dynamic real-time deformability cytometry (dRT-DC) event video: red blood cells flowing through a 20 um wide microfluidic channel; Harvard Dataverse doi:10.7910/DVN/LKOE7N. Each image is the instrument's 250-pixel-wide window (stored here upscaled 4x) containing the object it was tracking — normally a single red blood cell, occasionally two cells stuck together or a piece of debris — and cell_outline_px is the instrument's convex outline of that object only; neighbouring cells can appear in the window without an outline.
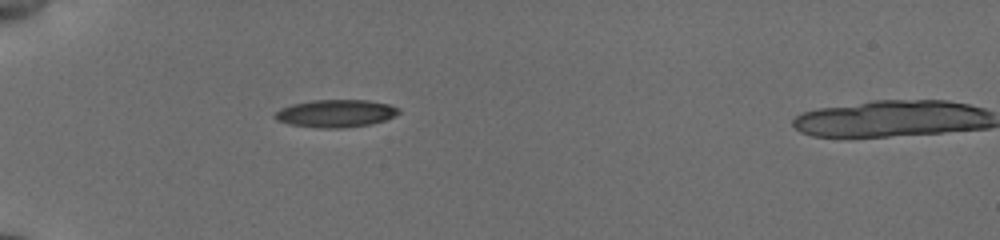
{"species": "common noctule bat (a hibernating species)", "species_latin": "Nyctalus noctula", "temperature_condition": "cold", "stored_images_in_passage": 38, "camera_frame_rate_fps": 3000, "um_per_image_px": 0.085, "animal": {"sex": "female", "body_mass_g": 19.5, "forearm_length_mm": 54.1}, "frame": {"image": 1, "passage_image": 1, "time_ms": 0.0, "image_size_px": [1000, 240], "cell_outline_px": [[400, 112], [384, 120], [372, 124], [340, 128], [316, 128], [288, 124], [276, 120], [272, 116], [280, 108], [292, 104], [312, 100], [368, 100], [388, 104], [400, 108]], "centroid_in_image_um": [28.49, 9.64], "position_along_channel_um": 56.5, "area_um2": 20.0}}
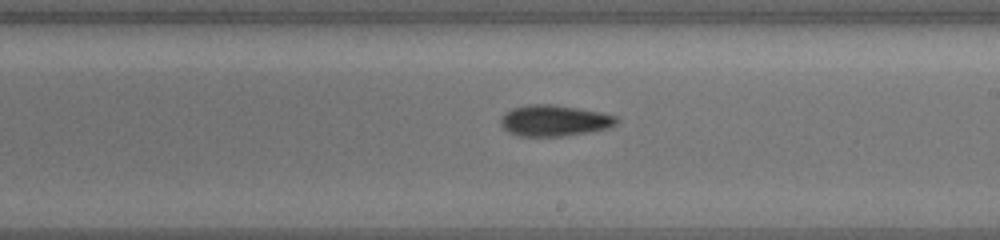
{"frame": {"image": 2, "passage_image": 17, "time_ms": 5.333, "image_size_px": [1000, 240], "cell_outline_px": [[620, 120], [616, 124], [608, 128], [588, 132], [560, 136], [520, 136], [508, 132], [500, 124], [500, 116], [504, 112], [512, 108], [528, 104], [552, 104], [600, 112], [616, 116]], "centroid_in_image_um": [47.08, 10.24], "position_along_channel_um": 241.9, "area_um2": 21.04}}
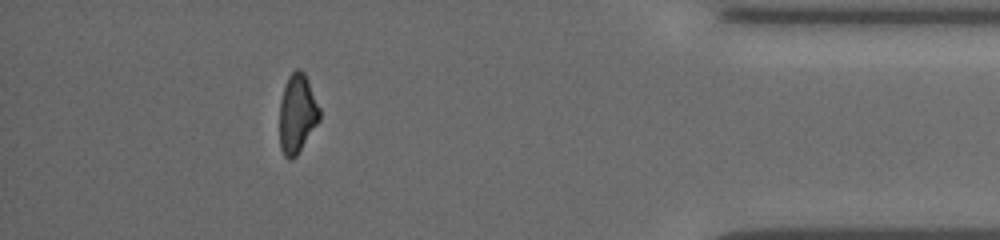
{"frame": {"image": 3, "passage_image": 33, "time_ms": 10.667, "image_size_px": [1000, 240], "cell_outline_px": [[320, 120], [296, 156], [292, 160], [288, 160], [284, 156], [280, 148], [280, 100], [288, 76], [296, 68], [300, 68], [304, 72], [308, 80], [320, 108]], "centroid_in_image_um": [25.26, 9.67], "position_along_channel_um": 409.9, "area_um2": 18.5}, "authors_computed_cell_mechanics": {"area_um2": 19.9699, "velocity_mm_per_s": 3.8359, "shape_relaxation_time_tau1_ms": 8.2466, "shape_relaxation_time_tau2_ms": 5.8912, "deformation_change_tau1": 0.1795, "deformation_change_tau2": 0.132}}